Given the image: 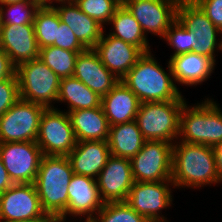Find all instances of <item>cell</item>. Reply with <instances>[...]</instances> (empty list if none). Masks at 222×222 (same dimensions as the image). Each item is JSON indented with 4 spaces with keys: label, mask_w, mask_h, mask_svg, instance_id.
I'll return each mask as SVG.
<instances>
[{
    "label": "cell",
    "mask_w": 222,
    "mask_h": 222,
    "mask_svg": "<svg viewBox=\"0 0 222 222\" xmlns=\"http://www.w3.org/2000/svg\"><path fill=\"white\" fill-rule=\"evenodd\" d=\"M76 141H107L110 130L102 106L67 112Z\"/></svg>",
    "instance_id": "cell-24"
},
{
    "label": "cell",
    "mask_w": 222,
    "mask_h": 222,
    "mask_svg": "<svg viewBox=\"0 0 222 222\" xmlns=\"http://www.w3.org/2000/svg\"><path fill=\"white\" fill-rule=\"evenodd\" d=\"M212 23L222 31V0H193Z\"/></svg>",
    "instance_id": "cell-36"
},
{
    "label": "cell",
    "mask_w": 222,
    "mask_h": 222,
    "mask_svg": "<svg viewBox=\"0 0 222 222\" xmlns=\"http://www.w3.org/2000/svg\"><path fill=\"white\" fill-rule=\"evenodd\" d=\"M83 221H84V222H92L91 220H85V219H84Z\"/></svg>",
    "instance_id": "cell-45"
},
{
    "label": "cell",
    "mask_w": 222,
    "mask_h": 222,
    "mask_svg": "<svg viewBox=\"0 0 222 222\" xmlns=\"http://www.w3.org/2000/svg\"><path fill=\"white\" fill-rule=\"evenodd\" d=\"M5 6H7V9L4 6H0V24H33L36 11L40 8L33 0L16 2Z\"/></svg>",
    "instance_id": "cell-31"
},
{
    "label": "cell",
    "mask_w": 222,
    "mask_h": 222,
    "mask_svg": "<svg viewBox=\"0 0 222 222\" xmlns=\"http://www.w3.org/2000/svg\"><path fill=\"white\" fill-rule=\"evenodd\" d=\"M96 179L74 174L68 185V206L58 218L66 221V216H86L91 220L103 207Z\"/></svg>",
    "instance_id": "cell-17"
},
{
    "label": "cell",
    "mask_w": 222,
    "mask_h": 222,
    "mask_svg": "<svg viewBox=\"0 0 222 222\" xmlns=\"http://www.w3.org/2000/svg\"><path fill=\"white\" fill-rule=\"evenodd\" d=\"M42 156L37 142L0 143V158L14 184L34 183Z\"/></svg>",
    "instance_id": "cell-10"
},
{
    "label": "cell",
    "mask_w": 222,
    "mask_h": 222,
    "mask_svg": "<svg viewBox=\"0 0 222 222\" xmlns=\"http://www.w3.org/2000/svg\"><path fill=\"white\" fill-rule=\"evenodd\" d=\"M97 214L91 219L92 222H150L126 202L104 203Z\"/></svg>",
    "instance_id": "cell-30"
},
{
    "label": "cell",
    "mask_w": 222,
    "mask_h": 222,
    "mask_svg": "<svg viewBox=\"0 0 222 222\" xmlns=\"http://www.w3.org/2000/svg\"><path fill=\"white\" fill-rule=\"evenodd\" d=\"M96 181L104 203L126 202L129 191L135 182L131 160L110 156Z\"/></svg>",
    "instance_id": "cell-15"
},
{
    "label": "cell",
    "mask_w": 222,
    "mask_h": 222,
    "mask_svg": "<svg viewBox=\"0 0 222 222\" xmlns=\"http://www.w3.org/2000/svg\"><path fill=\"white\" fill-rule=\"evenodd\" d=\"M57 7L52 5L64 22L74 32L78 41L86 48L93 49L99 42L104 26L82 12L74 0H60Z\"/></svg>",
    "instance_id": "cell-20"
},
{
    "label": "cell",
    "mask_w": 222,
    "mask_h": 222,
    "mask_svg": "<svg viewBox=\"0 0 222 222\" xmlns=\"http://www.w3.org/2000/svg\"><path fill=\"white\" fill-rule=\"evenodd\" d=\"M111 156L107 141H79L67 155L74 174L96 179Z\"/></svg>",
    "instance_id": "cell-21"
},
{
    "label": "cell",
    "mask_w": 222,
    "mask_h": 222,
    "mask_svg": "<svg viewBox=\"0 0 222 222\" xmlns=\"http://www.w3.org/2000/svg\"><path fill=\"white\" fill-rule=\"evenodd\" d=\"M58 102H67L69 110L93 109L101 106L102 97L75 77L60 80Z\"/></svg>",
    "instance_id": "cell-26"
},
{
    "label": "cell",
    "mask_w": 222,
    "mask_h": 222,
    "mask_svg": "<svg viewBox=\"0 0 222 222\" xmlns=\"http://www.w3.org/2000/svg\"><path fill=\"white\" fill-rule=\"evenodd\" d=\"M177 19L193 32L197 42H194V53L207 56L216 62L215 49L222 51V41L217 43L216 36L222 34L193 0H180L177 6ZM222 40V39H221Z\"/></svg>",
    "instance_id": "cell-11"
},
{
    "label": "cell",
    "mask_w": 222,
    "mask_h": 222,
    "mask_svg": "<svg viewBox=\"0 0 222 222\" xmlns=\"http://www.w3.org/2000/svg\"><path fill=\"white\" fill-rule=\"evenodd\" d=\"M51 219H30L23 221H13V222H50Z\"/></svg>",
    "instance_id": "cell-42"
},
{
    "label": "cell",
    "mask_w": 222,
    "mask_h": 222,
    "mask_svg": "<svg viewBox=\"0 0 222 222\" xmlns=\"http://www.w3.org/2000/svg\"><path fill=\"white\" fill-rule=\"evenodd\" d=\"M84 51H70L55 46H47L39 51V59L44 62L60 79L72 77L76 59Z\"/></svg>",
    "instance_id": "cell-28"
},
{
    "label": "cell",
    "mask_w": 222,
    "mask_h": 222,
    "mask_svg": "<svg viewBox=\"0 0 222 222\" xmlns=\"http://www.w3.org/2000/svg\"><path fill=\"white\" fill-rule=\"evenodd\" d=\"M73 77L101 97L109 93L120 81L103 65L93 49H86L78 54Z\"/></svg>",
    "instance_id": "cell-19"
},
{
    "label": "cell",
    "mask_w": 222,
    "mask_h": 222,
    "mask_svg": "<svg viewBox=\"0 0 222 222\" xmlns=\"http://www.w3.org/2000/svg\"><path fill=\"white\" fill-rule=\"evenodd\" d=\"M185 102L181 95L177 100L140 103L135 121L145 140L174 144L179 139L180 112Z\"/></svg>",
    "instance_id": "cell-5"
},
{
    "label": "cell",
    "mask_w": 222,
    "mask_h": 222,
    "mask_svg": "<svg viewBox=\"0 0 222 222\" xmlns=\"http://www.w3.org/2000/svg\"><path fill=\"white\" fill-rule=\"evenodd\" d=\"M216 172L219 179L222 181V141L213 147Z\"/></svg>",
    "instance_id": "cell-39"
},
{
    "label": "cell",
    "mask_w": 222,
    "mask_h": 222,
    "mask_svg": "<svg viewBox=\"0 0 222 222\" xmlns=\"http://www.w3.org/2000/svg\"><path fill=\"white\" fill-rule=\"evenodd\" d=\"M33 26L39 49L52 46L57 40L59 15L52 6L40 7L36 11Z\"/></svg>",
    "instance_id": "cell-29"
},
{
    "label": "cell",
    "mask_w": 222,
    "mask_h": 222,
    "mask_svg": "<svg viewBox=\"0 0 222 222\" xmlns=\"http://www.w3.org/2000/svg\"><path fill=\"white\" fill-rule=\"evenodd\" d=\"M140 103L138 97L119 81L109 93L102 96L101 106L109 125L113 126L135 120Z\"/></svg>",
    "instance_id": "cell-22"
},
{
    "label": "cell",
    "mask_w": 222,
    "mask_h": 222,
    "mask_svg": "<svg viewBox=\"0 0 222 222\" xmlns=\"http://www.w3.org/2000/svg\"><path fill=\"white\" fill-rule=\"evenodd\" d=\"M172 148L166 141H145L131 159L134 181H172Z\"/></svg>",
    "instance_id": "cell-9"
},
{
    "label": "cell",
    "mask_w": 222,
    "mask_h": 222,
    "mask_svg": "<svg viewBox=\"0 0 222 222\" xmlns=\"http://www.w3.org/2000/svg\"><path fill=\"white\" fill-rule=\"evenodd\" d=\"M212 99L188 107L180 112L179 140L213 147L222 141V110Z\"/></svg>",
    "instance_id": "cell-4"
},
{
    "label": "cell",
    "mask_w": 222,
    "mask_h": 222,
    "mask_svg": "<svg viewBox=\"0 0 222 222\" xmlns=\"http://www.w3.org/2000/svg\"><path fill=\"white\" fill-rule=\"evenodd\" d=\"M50 222H67V221L61 219H51Z\"/></svg>",
    "instance_id": "cell-43"
},
{
    "label": "cell",
    "mask_w": 222,
    "mask_h": 222,
    "mask_svg": "<svg viewBox=\"0 0 222 222\" xmlns=\"http://www.w3.org/2000/svg\"><path fill=\"white\" fill-rule=\"evenodd\" d=\"M52 219L43 211L34 183L13 184L0 194V222Z\"/></svg>",
    "instance_id": "cell-12"
},
{
    "label": "cell",
    "mask_w": 222,
    "mask_h": 222,
    "mask_svg": "<svg viewBox=\"0 0 222 222\" xmlns=\"http://www.w3.org/2000/svg\"><path fill=\"white\" fill-rule=\"evenodd\" d=\"M172 182L175 187L197 188L221 183L211 146L179 140L172 148Z\"/></svg>",
    "instance_id": "cell-1"
},
{
    "label": "cell",
    "mask_w": 222,
    "mask_h": 222,
    "mask_svg": "<svg viewBox=\"0 0 222 222\" xmlns=\"http://www.w3.org/2000/svg\"><path fill=\"white\" fill-rule=\"evenodd\" d=\"M16 73V67L12 64L9 56L0 49V81L11 78Z\"/></svg>",
    "instance_id": "cell-37"
},
{
    "label": "cell",
    "mask_w": 222,
    "mask_h": 222,
    "mask_svg": "<svg viewBox=\"0 0 222 222\" xmlns=\"http://www.w3.org/2000/svg\"><path fill=\"white\" fill-rule=\"evenodd\" d=\"M170 185L174 187L172 181H135L129 191L126 203L150 222H167L166 218L159 214L164 208H169L173 201Z\"/></svg>",
    "instance_id": "cell-13"
},
{
    "label": "cell",
    "mask_w": 222,
    "mask_h": 222,
    "mask_svg": "<svg viewBox=\"0 0 222 222\" xmlns=\"http://www.w3.org/2000/svg\"><path fill=\"white\" fill-rule=\"evenodd\" d=\"M113 24L110 35L139 47L144 53L150 52L147 36L141 25L124 5H120L109 21Z\"/></svg>",
    "instance_id": "cell-27"
},
{
    "label": "cell",
    "mask_w": 222,
    "mask_h": 222,
    "mask_svg": "<svg viewBox=\"0 0 222 222\" xmlns=\"http://www.w3.org/2000/svg\"><path fill=\"white\" fill-rule=\"evenodd\" d=\"M19 86L16 74L0 81V116L9 110L18 100Z\"/></svg>",
    "instance_id": "cell-34"
},
{
    "label": "cell",
    "mask_w": 222,
    "mask_h": 222,
    "mask_svg": "<svg viewBox=\"0 0 222 222\" xmlns=\"http://www.w3.org/2000/svg\"><path fill=\"white\" fill-rule=\"evenodd\" d=\"M1 49L12 64H20L39 58L33 24H0Z\"/></svg>",
    "instance_id": "cell-18"
},
{
    "label": "cell",
    "mask_w": 222,
    "mask_h": 222,
    "mask_svg": "<svg viewBox=\"0 0 222 222\" xmlns=\"http://www.w3.org/2000/svg\"><path fill=\"white\" fill-rule=\"evenodd\" d=\"M35 1L40 7L52 6L53 1L59 2L60 0H33Z\"/></svg>",
    "instance_id": "cell-40"
},
{
    "label": "cell",
    "mask_w": 222,
    "mask_h": 222,
    "mask_svg": "<svg viewBox=\"0 0 222 222\" xmlns=\"http://www.w3.org/2000/svg\"><path fill=\"white\" fill-rule=\"evenodd\" d=\"M119 6L123 5L124 0H114Z\"/></svg>",
    "instance_id": "cell-44"
},
{
    "label": "cell",
    "mask_w": 222,
    "mask_h": 222,
    "mask_svg": "<svg viewBox=\"0 0 222 222\" xmlns=\"http://www.w3.org/2000/svg\"><path fill=\"white\" fill-rule=\"evenodd\" d=\"M20 98L45 108H54L57 101L60 78L39 58L16 67Z\"/></svg>",
    "instance_id": "cell-6"
},
{
    "label": "cell",
    "mask_w": 222,
    "mask_h": 222,
    "mask_svg": "<svg viewBox=\"0 0 222 222\" xmlns=\"http://www.w3.org/2000/svg\"><path fill=\"white\" fill-rule=\"evenodd\" d=\"M153 56L151 51L144 53L120 81L141 103L177 100L182 94L174 82L169 61L167 73Z\"/></svg>",
    "instance_id": "cell-2"
},
{
    "label": "cell",
    "mask_w": 222,
    "mask_h": 222,
    "mask_svg": "<svg viewBox=\"0 0 222 222\" xmlns=\"http://www.w3.org/2000/svg\"><path fill=\"white\" fill-rule=\"evenodd\" d=\"M180 0H124L123 5L139 22L144 31L164 37L177 19ZM147 32V33H146Z\"/></svg>",
    "instance_id": "cell-14"
},
{
    "label": "cell",
    "mask_w": 222,
    "mask_h": 222,
    "mask_svg": "<svg viewBox=\"0 0 222 222\" xmlns=\"http://www.w3.org/2000/svg\"><path fill=\"white\" fill-rule=\"evenodd\" d=\"M169 64L174 82L186 86H195L208 80L215 66L211 58L194 52L171 57Z\"/></svg>",
    "instance_id": "cell-23"
},
{
    "label": "cell",
    "mask_w": 222,
    "mask_h": 222,
    "mask_svg": "<svg viewBox=\"0 0 222 222\" xmlns=\"http://www.w3.org/2000/svg\"><path fill=\"white\" fill-rule=\"evenodd\" d=\"M73 175L67 156H42L34 185L43 211L52 219H58L68 206V185Z\"/></svg>",
    "instance_id": "cell-3"
},
{
    "label": "cell",
    "mask_w": 222,
    "mask_h": 222,
    "mask_svg": "<svg viewBox=\"0 0 222 222\" xmlns=\"http://www.w3.org/2000/svg\"><path fill=\"white\" fill-rule=\"evenodd\" d=\"M45 109L40 104L20 98L0 116V143L36 142L40 119Z\"/></svg>",
    "instance_id": "cell-7"
},
{
    "label": "cell",
    "mask_w": 222,
    "mask_h": 222,
    "mask_svg": "<svg viewBox=\"0 0 222 222\" xmlns=\"http://www.w3.org/2000/svg\"><path fill=\"white\" fill-rule=\"evenodd\" d=\"M79 9L102 26L109 23L119 5L114 0H74Z\"/></svg>",
    "instance_id": "cell-33"
},
{
    "label": "cell",
    "mask_w": 222,
    "mask_h": 222,
    "mask_svg": "<svg viewBox=\"0 0 222 222\" xmlns=\"http://www.w3.org/2000/svg\"><path fill=\"white\" fill-rule=\"evenodd\" d=\"M163 39L175 49L171 57L193 52L194 42H197L194 33L186 29L178 19L170 25Z\"/></svg>",
    "instance_id": "cell-32"
},
{
    "label": "cell",
    "mask_w": 222,
    "mask_h": 222,
    "mask_svg": "<svg viewBox=\"0 0 222 222\" xmlns=\"http://www.w3.org/2000/svg\"><path fill=\"white\" fill-rule=\"evenodd\" d=\"M104 31L93 50L99 56L103 65L119 80L137 63L144 54L139 48L124 42L110 34L105 37Z\"/></svg>",
    "instance_id": "cell-16"
},
{
    "label": "cell",
    "mask_w": 222,
    "mask_h": 222,
    "mask_svg": "<svg viewBox=\"0 0 222 222\" xmlns=\"http://www.w3.org/2000/svg\"><path fill=\"white\" fill-rule=\"evenodd\" d=\"M14 183L10 179L8 172L3 165V162L0 158V194L5 192L8 188H10Z\"/></svg>",
    "instance_id": "cell-38"
},
{
    "label": "cell",
    "mask_w": 222,
    "mask_h": 222,
    "mask_svg": "<svg viewBox=\"0 0 222 222\" xmlns=\"http://www.w3.org/2000/svg\"><path fill=\"white\" fill-rule=\"evenodd\" d=\"M145 141L135 120L110 126L107 142L111 156L131 160Z\"/></svg>",
    "instance_id": "cell-25"
},
{
    "label": "cell",
    "mask_w": 222,
    "mask_h": 222,
    "mask_svg": "<svg viewBox=\"0 0 222 222\" xmlns=\"http://www.w3.org/2000/svg\"><path fill=\"white\" fill-rule=\"evenodd\" d=\"M21 1H26V0H0V6H5V5H8V4H13V3H16V2H21Z\"/></svg>",
    "instance_id": "cell-41"
},
{
    "label": "cell",
    "mask_w": 222,
    "mask_h": 222,
    "mask_svg": "<svg viewBox=\"0 0 222 222\" xmlns=\"http://www.w3.org/2000/svg\"><path fill=\"white\" fill-rule=\"evenodd\" d=\"M52 46L70 51H85L86 48L78 41L74 32L64 22L60 21L57 28V40Z\"/></svg>",
    "instance_id": "cell-35"
},
{
    "label": "cell",
    "mask_w": 222,
    "mask_h": 222,
    "mask_svg": "<svg viewBox=\"0 0 222 222\" xmlns=\"http://www.w3.org/2000/svg\"><path fill=\"white\" fill-rule=\"evenodd\" d=\"M36 142L43 155L67 156L77 143L67 112L46 108Z\"/></svg>",
    "instance_id": "cell-8"
}]
</instances>
